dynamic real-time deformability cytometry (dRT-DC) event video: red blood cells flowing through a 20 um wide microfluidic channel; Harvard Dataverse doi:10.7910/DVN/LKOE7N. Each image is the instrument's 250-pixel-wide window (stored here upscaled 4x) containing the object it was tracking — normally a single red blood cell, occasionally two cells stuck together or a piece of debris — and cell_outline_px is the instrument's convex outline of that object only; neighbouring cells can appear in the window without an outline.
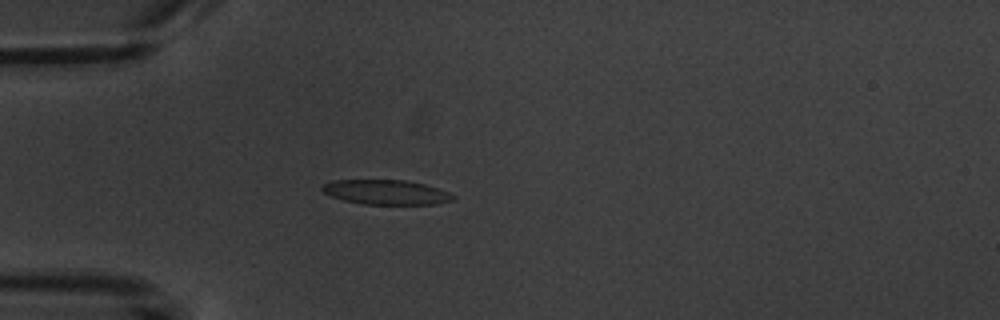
{"species": "common noctule bat (a hibernating species)", "species_latin": "Nyctalus noctula", "temperature_condition": "warm", "stored_images_in_passage": 4, "camera_frame_rate_fps": 3000, "um_per_image_px": 0.085, "animal": {"sex": "male", "body_mass_g": 20.1, "forearm_length_mm": 53.5}, "frame": {"image": 1, "passage_image": 4, "time_ms": 3.667, "image_size_px": [1000, 320], "cell_outline_px": [[456, 200], [436, 204], [364, 204], [344, 200], [332, 196], [324, 192], [320, 188], [324, 184], [332, 180], [408, 180], [424, 184], [448, 192], [456, 196]], "centroid_in_image_um": [32.85, 16.33], "position_along_channel_um": 52.2, "area_um2": 18.79}}